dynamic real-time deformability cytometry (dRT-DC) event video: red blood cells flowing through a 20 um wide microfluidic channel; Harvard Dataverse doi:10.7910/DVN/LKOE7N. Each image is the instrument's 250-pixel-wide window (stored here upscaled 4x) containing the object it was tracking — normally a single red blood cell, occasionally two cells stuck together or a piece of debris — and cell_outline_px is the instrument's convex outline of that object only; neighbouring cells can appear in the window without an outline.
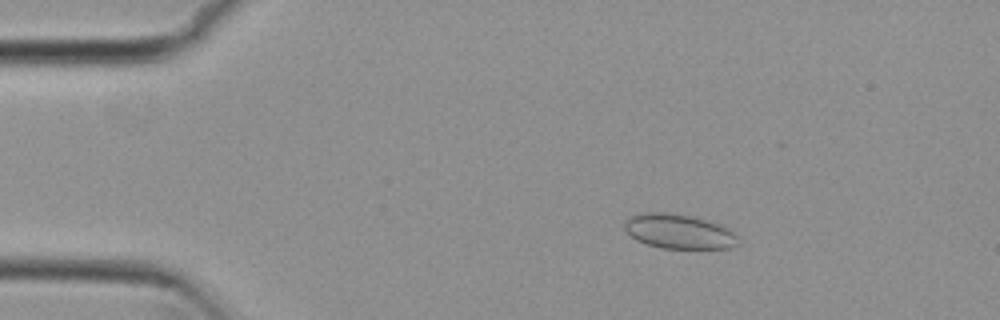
{"species": "common noctule bat (a hibernating species)", "species_latin": "Nyctalus noctula", "temperature_condition": "cold", "stored_images_in_passage": 53, "camera_frame_rate_fps": 3000, "um_per_image_px": 0.085, "animal": {"sex": "female", "body_mass_g": 29.2, "forearm_length_mm": 56.3}, "frame": {"image": 1, "passage_image": 8, "time_ms": 2.333, "image_size_px": [1000, 320], "cell_outline_px": [[740, 244], [732, 248], [660, 248], [636, 240], [624, 228], [624, 220], [640, 212], [668, 212], [692, 216], [708, 220], [720, 224], [728, 228], [736, 236]], "centroid_in_image_um": [57.71, 19.66], "position_along_channel_um": 27.3, "area_um2": 23.0}}
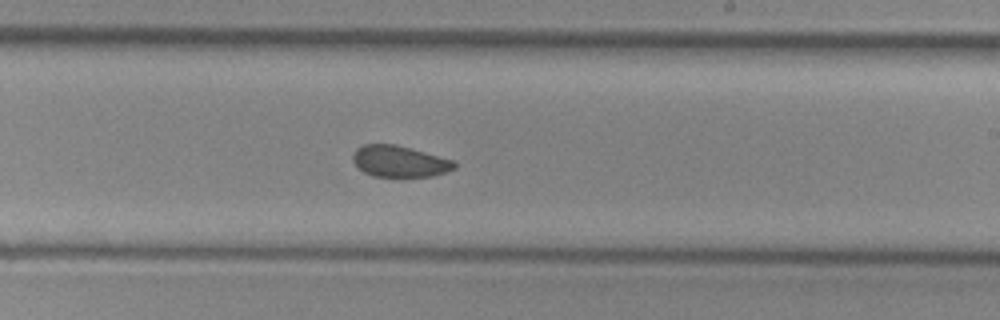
{"frame": {"image": 2, "passage_image": 31, "time_ms": 10.0, "image_size_px": [1000, 320], "cell_outline_px": [[456, 168], [432, 176], [372, 176], [364, 172], [352, 160], [352, 156], [356, 148], [364, 144], [396, 144], [412, 148], [452, 160], [456, 164]], "centroid_in_image_um": [33.94, 13.7], "position_along_channel_um": 255.1, "area_um2": 18.38}}
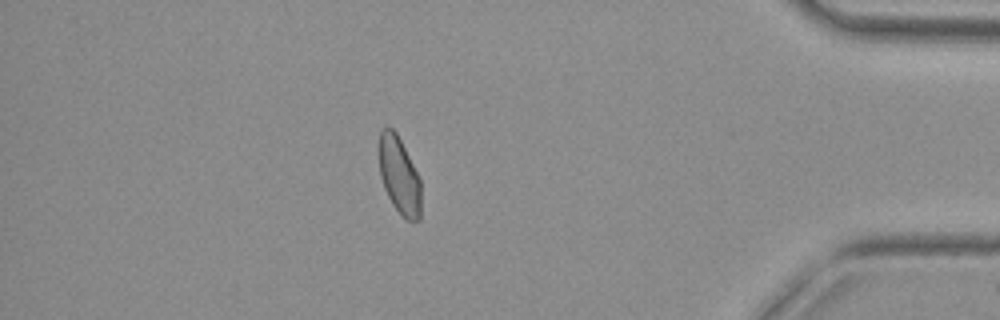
{"frame": {"image": 3, "passage_image": 46, "time_ms": 15.0, "image_size_px": [1000, 320], "cell_outline_px": [[420, 220], [408, 220], [400, 216], [392, 204], [384, 188], [380, 176], [376, 152], [376, 148], [380, 132], [384, 128], [392, 128], [396, 132], [420, 180]], "centroid_in_image_um": [33.87, 14.9], "position_along_channel_um": 401.3, "area_um2": 19.13}, "authors_computed_cell_mechanics": {"area_um2": 19.7676, "velocity_mm_per_s": 3.7896, "shape_relaxation_time_tau1_ms": null, "shape_relaxation_time_tau2_ms": 2.2454, "deformation_change_tau1": null, "deformation_change_tau2": 0.0576}}